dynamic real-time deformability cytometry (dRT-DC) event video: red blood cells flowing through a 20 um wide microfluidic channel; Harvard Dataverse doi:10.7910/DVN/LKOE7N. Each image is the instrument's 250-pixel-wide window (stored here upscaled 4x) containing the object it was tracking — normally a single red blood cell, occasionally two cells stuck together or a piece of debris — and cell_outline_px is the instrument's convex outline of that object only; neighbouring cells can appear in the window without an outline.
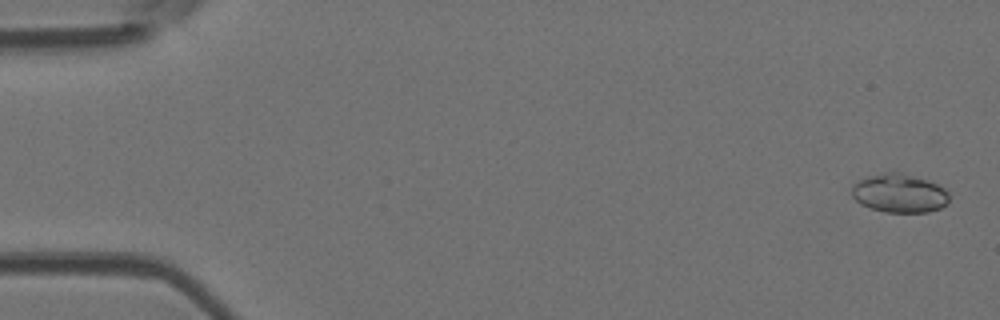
{"species": "Egyptian fruit bat (a non-hibernating species)", "species_latin": "Rousettus aegyptiacus", "temperature_condition": "room temperature", "stored_images_in_passage": 6, "camera_frame_rate_fps": 3000, "um_per_image_px": 0.085, "animal": {"sex": "female"}, "frame": {"image": 1, "passage_image": 1, "time_ms": 0.0, "image_size_px": [1000, 320], "cell_outline_px": [[948, 204], [940, 208], [928, 212], [884, 212], [860, 204], [852, 196], [852, 184], [860, 180], [884, 172], [896, 172], [924, 180], [936, 184], [944, 188], [948, 192]], "centroid_in_image_um": [76.44, 16.45], "position_along_channel_um": 8.6, "area_um2": 21.56}}